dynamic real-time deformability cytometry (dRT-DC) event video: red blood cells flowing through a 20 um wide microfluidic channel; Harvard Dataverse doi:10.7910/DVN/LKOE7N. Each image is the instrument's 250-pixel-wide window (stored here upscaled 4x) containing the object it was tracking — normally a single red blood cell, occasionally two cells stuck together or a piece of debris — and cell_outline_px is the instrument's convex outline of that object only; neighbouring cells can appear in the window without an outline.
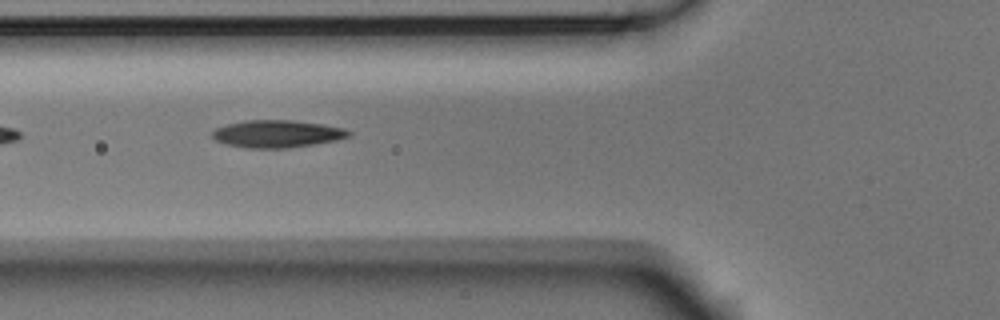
{"species": "Egyptian fruit bat (a non-hibernating species)", "species_latin": "Rousettus aegyptiacus", "temperature_condition": "room temperature", "stored_images_in_passage": 14, "camera_frame_rate_fps": 3000, "um_per_image_px": 0.085, "animal": {"sex": "male"}, "frame": {"image": 1, "passage_image": 5, "time_ms": 1.333, "image_size_px": [1000, 320], "cell_outline_px": [[352, 136], [336, 140], [288, 148], [248, 148], [224, 144], [216, 140], [212, 136], [212, 132], [216, 128], [228, 124], [244, 120], [292, 120], [324, 124], [344, 128], [352, 132]], "centroid_in_image_um": [23.57, 11.37], "position_along_channel_um": 102.2, "area_um2": 21.85}}
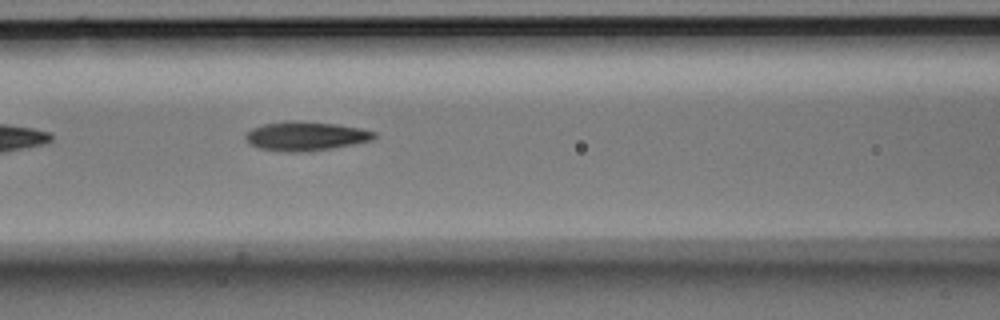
{"frame": {"image": 2, "passage_image": 8, "time_ms": 2.333, "image_size_px": [1000, 320], "cell_outline_px": [[376, 136], [372, 140], [332, 148], [308, 152], [284, 152], [260, 148], [244, 140], [244, 136], [252, 128], [264, 124], [288, 120], [296, 120], [336, 124], [360, 128], [376, 132]], "centroid_in_image_um": [25.97, 11.57], "position_along_channel_um": 140.6, "area_um2": 21.85}}
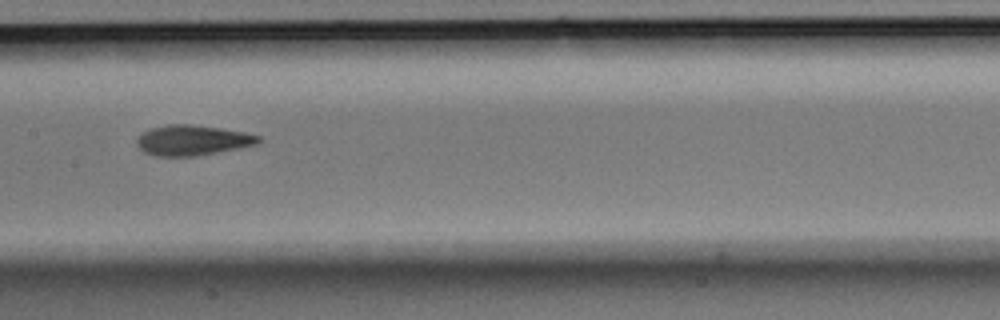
{"frame": {"image": 3, "passage_image": 12, "time_ms": 3.667, "image_size_px": [1000, 320], "cell_outline_px": [[264, 140], [256, 144], [240, 148], [196, 156], [152, 156], [144, 152], [136, 144], [136, 140], [144, 132], [152, 128], [168, 124], [192, 124], [220, 128], [244, 132], [260, 136]], "centroid_in_image_um": [16.38, 11.92], "position_along_channel_um": 191.0, "area_um2": 21.5}}